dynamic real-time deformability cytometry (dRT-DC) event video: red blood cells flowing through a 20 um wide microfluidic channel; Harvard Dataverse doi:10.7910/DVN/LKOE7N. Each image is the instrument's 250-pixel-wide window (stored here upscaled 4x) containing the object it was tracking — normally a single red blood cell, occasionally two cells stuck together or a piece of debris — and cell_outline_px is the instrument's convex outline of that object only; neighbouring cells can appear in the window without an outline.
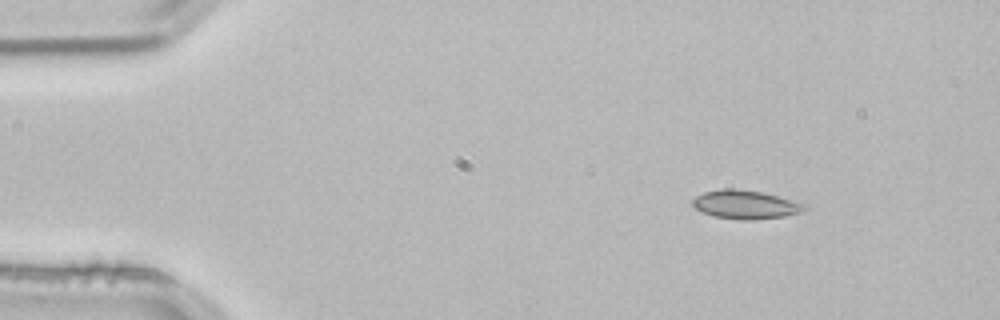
{"species": "common noctule bat (a hibernating species)", "species_latin": "Nyctalus noctula", "temperature_condition": "room temperature", "stored_images_in_passage": 47, "camera_frame_rate_fps": 3000, "um_per_image_px": 0.085, "animal": {"sex": "male", "body_mass_g": 21.5, "forearm_length_mm": 52.0}, "frame": {"image": 1, "passage_image": 1, "time_ms": 0.0, "image_size_px": [1000, 320], "cell_outline_px": [[808, 208], [804, 212], [784, 216], [752, 220], [740, 220], [712, 216], [700, 212], [692, 204], [692, 200], [696, 196], [704, 192], [724, 188], [732, 188], [764, 192], [808, 204]], "centroid_in_image_um": [63.4, 17.39], "position_along_channel_um": 21.6, "area_um2": 19.02}}
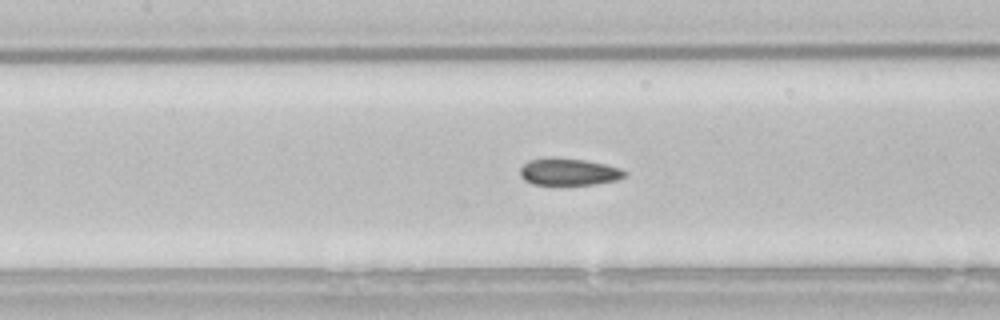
{"frame": {"image": 2, "passage_image": 18, "time_ms": 5.667, "image_size_px": [1000, 320], "cell_outline_px": [[628, 176], [616, 180], [596, 184], [532, 184], [524, 180], [520, 176], [520, 168], [528, 160], [548, 156], [584, 160], [608, 164], [620, 168], [628, 172]], "centroid_in_image_um": [48.36, 14.59], "position_along_channel_um": 159.0, "area_um2": 16.76}}
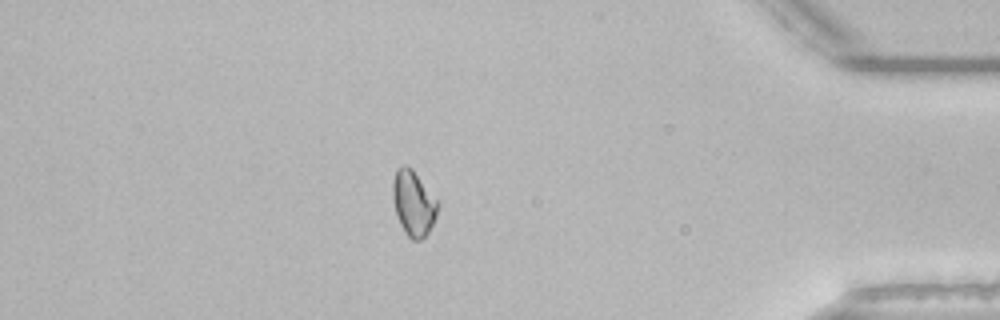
{"frame": {"image": 3, "passage_image": 40, "time_ms": 13.0, "image_size_px": [1000, 320], "cell_outline_px": [[440, 204], [436, 216], [428, 232], [420, 240], [412, 240], [408, 236], [400, 224], [396, 216], [392, 196], [392, 180], [396, 168], [404, 164], [408, 164], [412, 168]], "centroid_in_image_um": [35.12, 17.23], "position_along_channel_um": 400.1, "area_um2": 17.22}, "authors_computed_cell_mechanics": {"area_um2": 16.9354, "velocity_mm_per_s": 3.8363, "shape_relaxation_time_tau1_ms": null, "shape_relaxation_time_tau2_ms": 3.9073, "deformation_change_tau1": null, "deformation_change_tau2": 0.074}}